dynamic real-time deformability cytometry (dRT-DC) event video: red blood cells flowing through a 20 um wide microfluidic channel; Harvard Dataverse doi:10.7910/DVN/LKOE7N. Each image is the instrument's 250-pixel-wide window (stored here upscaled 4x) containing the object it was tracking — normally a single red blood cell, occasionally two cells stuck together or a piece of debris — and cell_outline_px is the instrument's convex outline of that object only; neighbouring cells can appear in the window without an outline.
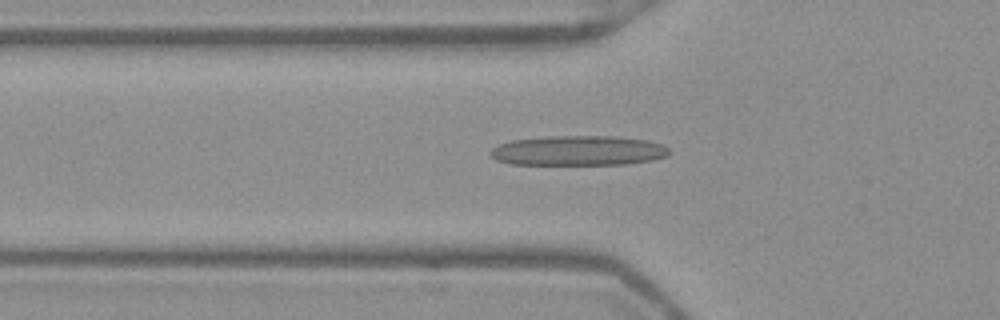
{"species": "Egyptian fruit bat (a non-hibernating species)", "species_latin": "Rousettus aegyptiacus", "temperature_condition": "warm", "stored_images_in_passage": 51, "camera_frame_rate_fps": 3000, "um_per_image_px": 0.085, "frame": {"image": 1, "passage_image": 17, "time_ms": 5.333, "image_size_px": [1000, 320], "cell_outline_px": [[668, 156], [652, 160], [624, 164], [512, 164], [496, 160], [488, 152], [492, 148], [500, 144], [512, 140], [548, 136], [612, 136], [648, 140], [664, 144], [668, 148]], "centroid_in_image_um": [49.17, 12.8], "position_along_channel_um": 76.6, "area_um2": 31.1}}
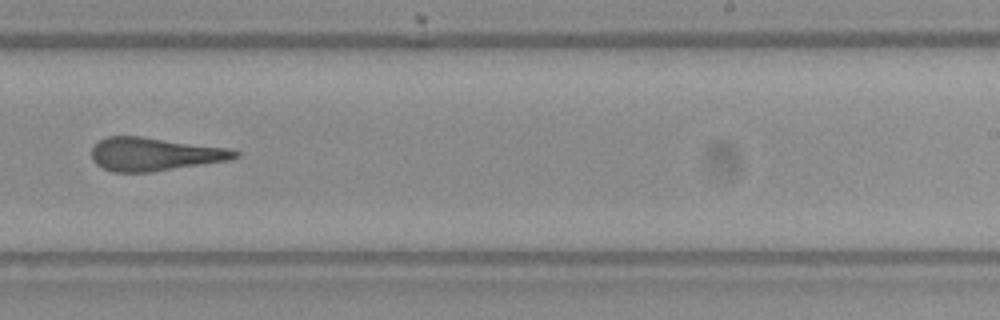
{"frame": {"image": 2, "passage_image": 32, "time_ms": 10.333, "image_size_px": [1000, 320], "cell_outline_px": [[240, 156], [228, 160], [152, 172], [112, 172], [96, 164], [92, 160], [92, 148], [100, 140], [108, 136], [140, 136], [228, 148], [240, 152]], "centroid_in_image_um": [13.12, 13.1], "position_along_channel_um": 275.9, "area_um2": 27.63}}
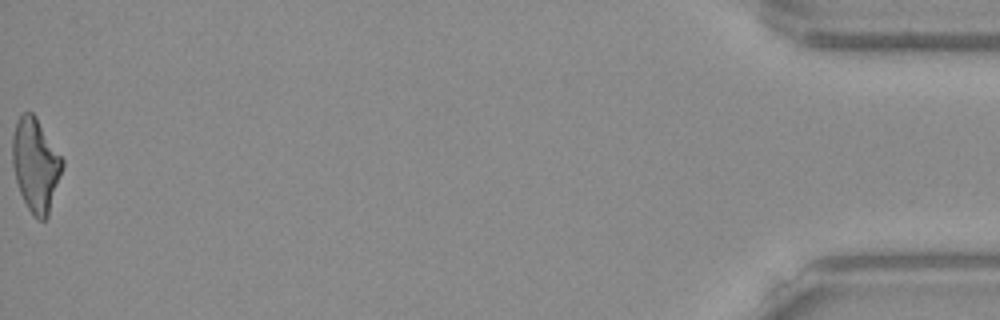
{"frame": {"image": 3, "passage_image": 51, "time_ms": 16.667, "image_size_px": [1000, 320], "cell_outline_px": [[64, 164], [48, 216], [44, 220], [36, 220], [32, 216], [20, 192], [16, 180], [12, 164], [12, 136], [16, 120], [24, 112], [32, 112], [36, 116], [64, 160]], "centroid_in_image_um": [3.02, 14.01], "position_along_channel_um": 432.2, "area_um2": 27.22}, "authors_computed_cell_mechanics": {"area_um2": 28.2064, "velocity_mm_per_s": 3.9655, "shape_relaxation_time_tau1_ms": 8.4587, "shape_relaxation_time_tau2_ms": 2.0111, "deformation_change_tau1": 0.2873, "deformation_change_tau2": 0.1568}}